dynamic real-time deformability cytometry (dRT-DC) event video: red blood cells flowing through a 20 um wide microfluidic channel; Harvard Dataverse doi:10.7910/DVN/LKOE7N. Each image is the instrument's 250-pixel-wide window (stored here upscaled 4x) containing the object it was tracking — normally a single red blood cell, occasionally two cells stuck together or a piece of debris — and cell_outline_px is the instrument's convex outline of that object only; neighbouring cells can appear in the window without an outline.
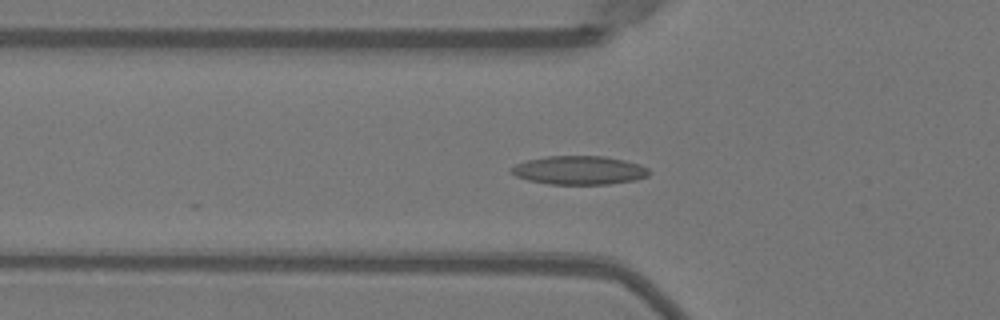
{"species": "Egyptian fruit bat (a non-hibernating species)", "species_latin": "Rousettus aegyptiacus", "temperature_condition": "warm", "stored_images_in_passage": 54, "segment_of_instrument_passage": [1, 2], "camera_frame_rate_fps": 3000, "um_per_image_px": 0.085, "animal": {"sex": "female"}, "frame": {"image": 1, "passage_image": 19, "time_ms": 6.0, "image_size_px": [1000, 320], "cell_outline_px": [[652, 172], [648, 176], [636, 180], [608, 184], [548, 184], [528, 180], [516, 176], [508, 172], [508, 168], [516, 164], [528, 160], [548, 156], [604, 156], [624, 160], [640, 164], [648, 168]], "centroid_in_image_um": [49.23, 14.47], "position_along_channel_um": 76.6, "area_um2": 23.18}}
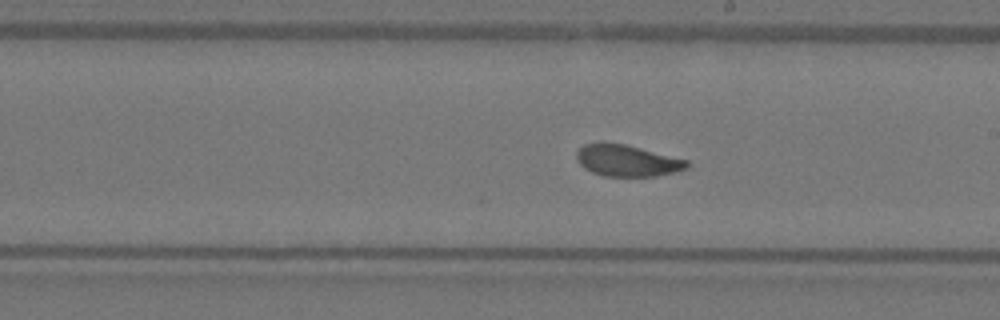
{"frame": {"image": 2, "passage_image": 31, "time_ms": 10.0, "image_size_px": [1000, 320], "cell_outline_px": [[688, 168], [656, 176], [604, 176], [592, 172], [584, 168], [576, 160], [576, 152], [584, 144], [600, 140], [624, 144], [688, 160]], "centroid_in_image_um": [53.23, 13.63], "position_along_channel_um": 235.8, "area_um2": 20.4}}
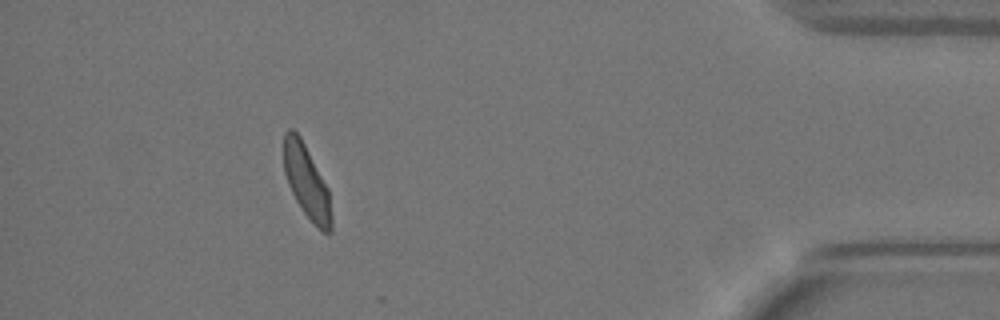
{"frame": {"image": 3, "passage_image": 48, "time_ms": 15.667, "image_size_px": [1000, 320], "cell_outline_px": [[332, 232], [324, 232], [304, 212], [296, 200], [288, 184], [284, 172], [284, 132], [288, 128], [292, 128], [300, 136], [328, 188], [332, 216]], "centroid_in_image_um": [26.06, 15.42], "position_along_channel_um": 409.1, "area_um2": 19.94}}